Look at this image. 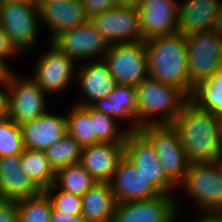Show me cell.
I'll list each match as a JSON object with an SVG mask.
<instances>
[{
    "label": "cell",
    "instance_id": "obj_22",
    "mask_svg": "<svg viewBox=\"0 0 222 222\" xmlns=\"http://www.w3.org/2000/svg\"><path fill=\"white\" fill-rule=\"evenodd\" d=\"M1 199L20 200L40 194L21 166V155L0 158Z\"/></svg>",
    "mask_w": 222,
    "mask_h": 222
},
{
    "label": "cell",
    "instance_id": "obj_43",
    "mask_svg": "<svg viewBox=\"0 0 222 222\" xmlns=\"http://www.w3.org/2000/svg\"><path fill=\"white\" fill-rule=\"evenodd\" d=\"M216 165L218 166V169L220 170V173L222 175V153L220 156L215 160Z\"/></svg>",
    "mask_w": 222,
    "mask_h": 222
},
{
    "label": "cell",
    "instance_id": "obj_23",
    "mask_svg": "<svg viewBox=\"0 0 222 222\" xmlns=\"http://www.w3.org/2000/svg\"><path fill=\"white\" fill-rule=\"evenodd\" d=\"M94 109L105 114L127 120L126 128L130 131H139L140 126L136 123L138 113L137 88L130 85H117L112 93L103 99L97 100L91 105ZM131 123H129V122Z\"/></svg>",
    "mask_w": 222,
    "mask_h": 222
},
{
    "label": "cell",
    "instance_id": "obj_15",
    "mask_svg": "<svg viewBox=\"0 0 222 222\" xmlns=\"http://www.w3.org/2000/svg\"><path fill=\"white\" fill-rule=\"evenodd\" d=\"M110 185L117 203L147 200L162 195L125 155L119 161Z\"/></svg>",
    "mask_w": 222,
    "mask_h": 222
},
{
    "label": "cell",
    "instance_id": "obj_38",
    "mask_svg": "<svg viewBox=\"0 0 222 222\" xmlns=\"http://www.w3.org/2000/svg\"><path fill=\"white\" fill-rule=\"evenodd\" d=\"M8 90L6 80L0 81V120L8 117Z\"/></svg>",
    "mask_w": 222,
    "mask_h": 222
},
{
    "label": "cell",
    "instance_id": "obj_27",
    "mask_svg": "<svg viewBox=\"0 0 222 222\" xmlns=\"http://www.w3.org/2000/svg\"><path fill=\"white\" fill-rule=\"evenodd\" d=\"M67 133L73 137L82 148L99 143L93 133V121L90 118V106L74 104L66 112Z\"/></svg>",
    "mask_w": 222,
    "mask_h": 222
},
{
    "label": "cell",
    "instance_id": "obj_4",
    "mask_svg": "<svg viewBox=\"0 0 222 222\" xmlns=\"http://www.w3.org/2000/svg\"><path fill=\"white\" fill-rule=\"evenodd\" d=\"M39 25L36 0L0 2V26L20 55L37 43Z\"/></svg>",
    "mask_w": 222,
    "mask_h": 222
},
{
    "label": "cell",
    "instance_id": "obj_39",
    "mask_svg": "<svg viewBox=\"0 0 222 222\" xmlns=\"http://www.w3.org/2000/svg\"><path fill=\"white\" fill-rule=\"evenodd\" d=\"M199 217L191 222H222V214L216 213H199Z\"/></svg>",
    "mask_w": 222,
    "mask_h": 222
},
{
    "label": "cell",
    "instance_id": "obj_5",
    "mask_svg": "<svg viewBox=\"0 0 222 222\" xmlns=\"http://www.w3.org/2000/svg\"><path fill=\"white\" fill-rule=\"evenodd\" d=\"M180 186L200 213L222 214V175L215 162L190 164Z\"/></svg>",
    "mask_w": 222,
    "mask_h": 222
},
{
    "label": "cell",
    "instance_id": "obj_19",
    "mask_svg": "<svg viewBox=\"0 0 222 222\" xmlns=\"http://www.w3.org/2000/svg\"><path fill=\"white\" fill-rule=\"evenodd\" d=\"M19 126L24 148L37 151H45L67 134L66 115L49 113V111Z\"/></svg>",
    "mask_w": 222,
    "mask_h": 222
},
{
    "label": "cell",
    "instance_id": "obj_44",
    "mask_svg": "<svg viewBox=\"0 0 222 222\" xmlns=\"http://www.w3.org/2000/svg\"><path fill=\"white\" fill-rule=\"evenodd\" d=\"M2 1H30V0H0V2Z\"/></svg>",
    "mask_w": 222,
    "mask_h": 222
},
{
    "label": "cell",
    "instance_id": "obj_16",
    "mask_svg": "<svg viewBox=\"0 0 222 222\" xmlns=\"http://www.w3.org/2000/svg\"><path fill=\"white\" fill-rule=\"evenodd\" d=\"M40 23L51 31L50 42L60 33L90 21L82 0H40Z\"/></svg>",
    "mask_w": 222,
    "mask_h": 222
},
{
    "label": "cell",
    "instance_id": "obj_21",
    "mask_svg": "<svg viewBox=\"0 0 222 222\" xmlns=\"http://www.w3.org/2000/svg\"><path fill=\"white\" fill-rule=\"evenodd\" d=\"M124 155L125 143L102 142L84 147L79 163L97 182H110Z\"/></svg>",
    "mask_w": 222,
    "mask_h": 222
},
{
    "label": "cell",
    "instance_id": "obj_18",
    "mask_svg": "<svg viewBox=\"0 0 222 222\" xmlns=\"http://www.w3.org/2000/svg\"><path fill=\"white\" fill-rule=\"evenodd\" d=\"M79 65L75 84L79 85L84 99L76 102L75 105L91 106L97 100L107 97L118 85L103 59L95 62L90 60L89 63L84 61L82 65L81 63Z\"/></svg>",
    "mask_w": 222,
    "mask_h": 222
},
{
    "label": "cell",
    "instance_id": "obj_36",
    "mask_svg": "<svg viewBox=\"0 0 222 222\" xmlns=\"http://www.w3.org/2000/svg\"><path fill=\"white\" fill-rule=\"evenodd\" d=\"M16 54H20L12 45L9 37L4 33L0 26V60L10 69L11 66L6 62L7 58H14Z\"/></svg>",
    "mask_w": 222,
    "mask_h": 222
},
{
    "label": "cell",
    "instance_id": "obj_12",
    "mask_svg": "<svg viewBox=\"0 0 222 222\" xmlns=\"http://www.w3.org/2000/svg\"><path fill=\"white\" fill-rule=\"evenodd\" d=\"M125 156L162 194L172 195V190L178 188L166 176L154 146L140 131L128 133L125 140Z\"/></svg>",
    "mask_w": 222,
    "mask_h": 222
},
{
    "label": "cell",
    "instance_id": "obj_40",
    "mask_svg": "<svg viewBox=\"0 0 222 222\" xmlns=\"http://www.w3.org/2000/svg\"><path fill=\"white\" fill-rule=\"evenodd\" d=\"M141 0H116V6L126 8H138Z\"/></svg>",
    "mask_w": 222,
    "mask_h": 222
},
{
    "label": "cell",
    "instance_id": "obj_35",
    "mask_svg": "<svg viewBox=\"0 0 222 222\" xmlns=\"http://www.w3.org/2000/svg\"><path fill=\"white\" fill-rule=\"evenodd\" d=\"M0 222H18L17 201L0 199Z\"/></svg>",
    "mask_w": 222,
    "mask_h": 222
},
{
    "label": "cell",
    "instance_id": "obj_8",
    "mask_svg": "<svg viewBox=\"0 0 222 222\" xmlns=\"http://www.w3.org/2000/svg\"><path fill=\"white\" fill-rule=\"evenodd\" d=\"M111 76L119 85L137 87L148 75V59L144 40L110 45L103 57Z\"/></svg>",
    "mask_w": 222,
    "mask_h": 222
},
{
    "label": "cell",
    "instance_id": "obj_31",
    "mask_svg": "<svg viewBox=\"0 0 222 222\" xmlns=\"http://www.w3.org/2000/svg\"><path fill=\"white\" fill-rule=\"evenodd\" d=\"M51 211L50 198L44 191L17 200L18 222H50Z\"/></svg>",
    "mask_w": 222,
    "mask_h": 222
},
{
    "label": "cell",
    "instance_id": "obj_25",
    "mask_svg": "<svg viewBox=\"0 0 222 222\" xmlns=\"http://www.w3.org/2000/svg\"><path fill=\"white\" fill-rule=\"evenodd\" d=\"M190 101L198 108L214 115H222V67L208 80L198 82L190 95Z\"/></svg>",
    "mask_w": 222,
    "mask_h": 222
},
{
    "label": "cell",
    "instance_id": "obj_7",
    "mask_svg": "<svg viewBox=\"0 0 222 222\" xmlns=\"http://www.w3.org/2000/svg\"><path fill=\"white\" fill-rule=\"evenodd\" d=\"M24 76L22 78L11 70L6 79L8 116L18 125L34 120L47 112L48 96L31 76Z\"/></svg>",
    "mask_w": 222,
    "mask_h": 222
},
{
    "label": "cell",
    "instance_id": "obj_34",
    "mask_svg": "<svg viewBox=\"0 0 222 222\" xmlns=\"http://www.w3.org/2000/svg\"><path fill=\"white\" fill-rule=\"evenodd\" d=\"M82 3L89 19L116 6V0H82Z\"/></svg>",
    "mask_w": 222,
    "mask_h": 222
},
{
    "label": "cell",
    "instance_id": "obj_42",
    "mask_svg": "<svg viewBox=\"0 0 222 222\" xmlns=\"http://www.w3.org/2000/svg\"><path fill=\"white\" fill-rule=\"evenodd\" d=\"M11 70L0 60V81L6 80Z\"/></svg>",
    "mask_w": 222,
    "mask_h": 222
},
{
    "label": "cell",
    "instance_id": "obj_2",
    "mask_svg": "<svg viewBox=\"0 0 222 222\" xmlns=\"http://www.w3.org/2000/svg\"><path fill=\"white\" fill-rule=\"evenodd\" d=\"M148 75L151 78L182 89L189 97L186 37L179 32L157 36L145 41Z\"/></svg>",
    "mask_w": 222,
    "mask_h": 222
},
{
    "label": "cell",
    "instance_id": "obj_45",
    "mask_svg": "<svg viewBox=\"0 0 222 222\" xmlns=\"http://www.w3.org/2000/svg\"><path fill=\"white\" fill-rule=\"evenodd\" d=\"M220 126H221V134H222V115L220 116Z\"/></svg>",
    "mask_w": 222,
    "mask_h": 222
},
{
    "label": "cell",
    "instance_id": "obj_41",
    "mask_svg": "<svg viewBox=\"0 0 222 222\" xmlns=\"http://www.w3.org/2000/svg\"><path fill=\"white\" fill-rule=\"evenodd\" d=\"M214 30L222 37V0H220L218 7V14L216 23L214 26Z\"/></svg>",
    "mask_w": 222,
    "mask_h": 222
},
{
    "label": "cell",
    "instance_id": "obj_37",
    "mask_svg": "<svg viewBox=\"0 0 222 222\" xmlns=\"http://www.w3.org/2000/svg\"><path fill=\"white\" fill-rule=\"evenodd\" d=\"M50 222H85L81 215H71L52 208Z\"/></svg>",
    "mask_w": 222,
    "mask_h": 222
},
{
    "label": "cell",
    "instance_id": "obj_20",
    "mask_svg": "<svg viewBox=\"0 0 222 222\" xmlns=\"http://www.w3.org/2000/svg\"><path fill=\"white\" fill-rule=\"evenodd\" d=\"M220 0H182L178 2L177 32L187 37L214 30Z\"/></svg>",
    "mask_w": 222,
    "mask_h": 222
},
{
    "label": "cell",
    "instance_id": "obj_14",
    "mask_svg": "<svg viewBox=\"0 0 222 222\" xmlns=\"http://www.w3.org/2000/svg\"><path fill=\"white\" fill-rule=\"evenodd\" d=\"M90 22L110 45L141 40L138 8L115 6L110 10L94 15Z\"/></svg>",
    "mask_w": 222,
    "mask_h": 222
},
{
    "label": "cell",
    "instance_id": "obj_11",
    "mask_svg": "<svg viewBox=\"0 0 222 222\" xmlns=\"http://www.w3.org/2000/svg\"><path fill=\"white\" fill-rule=\"evenodd\" d=\"M180 206L175 194L116 203L112 222H176Z\"/></svg>",
    "mask_w": 222,
    "mask_h": 222
},
{
    "label": "cell",
    "instance_id": "obj_32",
    "mask_svg": "<svg viewBox=\"0 0 222 222\" xmlns=\"http://www.w3.org/2000/svg\"><path fill=\"white\" fill-rule=\"evenodd\" d=\"M24 149L20 126L9 116L0 120V158L21 155Z\"/></svg>",
    "mask_w": 222,
    "mask_h": 222
},
{
    "label": "cell",
    "instance_id": "obj_33",
    "mask_svg": "<svg viewBox=\"0 0 222 222\" xmlns=\"http://www.w3.org/2000/svg\"><path fill=\"white\" fill-rule=\"evenodd\" d=\"M50 198L52 208L71 215H81L82 198L60 190L55 184L44 191Z\"/></svg>",
    "mask_w": 222,
    "mask_h": 222
},
{
    "label": "cell",
    "instance_id": "obj_1",
    "mask_svg": "<svg viewBox=\"0 0 222 222\" xmlns=\"http://www.w3.org/2000/svg\"><path fill=\"white\" fill-rule=\"evenodd\" d=\"M171 124L190 164L213 163L222 153L220 116L198 108L189 100Z\"/></svg>",
    "mask_w": 222,
    "mask_h": 222
},
{
    "label": "cell",
    "instance_id": "obj_6",
    "mask_svg": "<svg viewBox=\"0 0 222 222\" xmlns=\"http://www.w3.org/2000/svg\"><path fill=\"white\" fill-rule=\"evenodd\" d=\"M154 146L160 166L166 176L178 186L184 179L190 163L172 124H150L139 130Z\"/></svg>",
    "mask_w": 222,
    "mask_h": 222
},
{
    "label": "cell",
    "instance_id": "obj_9",
    "mask_svg": "<svg viewBox=\"0 0 222 222\" xmlns=\"http://www.w3.org/2000/svg\"><path fill=\"white\" fill-rule=\"evenodd\" d=\"M186 43L189 84L194 87L222 67V37L210 30L187 36Z\"/></svg>",
    "mask_w": 222,
    "mask_h": 222
},
{
    "label": "cell",
    "instance_id": "obj_13",
    "mask_svg": "<svg viewBox=\"0 0 222 222\" xmlns=\"http://www.w3.org/2000/svg\"><path fill=\"white\" fill-rule=\"evenodd\" d=\"M51 43L76 62L96 57L101 60L110 48L109 42L90 21L58 34Z\"/></svg>",
    "mask_w": 222,
    "mask_h": 222
},
{
    "label": "cell",
    "instance_id": "obj_3",
    "mask_svg": "<svg viewBox=\"0 0 222 222\" xmlns=\"http://www.w3.org/2000/svg\"><path fill=\"white\" fill-rule=\"evenodd\" d=\"M136 88L138 113L135 120L140 127L150 124H171L190 100L182 89L150 76Z\"/></svg>",
    "mask_w": 222,
    "mask_h": 222
},
{
    "label": "cell",
    "instance_id": "obj_10",
    "mask_svg": "<svg viewBox=\"0 0 222 222\" xmlns=\"http://www.w3.org/2000/svg\"><path fill=\"white\" fill-rule=\"evenodd\" d=\"M48 50L41 53L31 77L47 95L62 93L75 80L78 63L48 41Z\"/></svg>",
    "mask_w": 222,
    "mask_h": 222
},
{
    "label": "cell",
    "instance_id": "obj_29",
    "mask_svg": "<svg viewBox=\"0 0 222 222\" xmlns=\"http://www.w3.org/2000/svg\"><path fill=\"white\" fill-rule=\"evenodd\" d=\"M82 146L68 133L51 144L44 152L55 171L80 162Z\"/></svg>",
    "mask_w": 222,
    "mask_h": 222
},
{
    "label": "cell",
    "instance_id": "obj_26",
    "mask_svg": "<svg viewBox=\"0 0 222 222\" xmlns=\"http://www.w3.org/2000/svg\"><path fill=\"white\" fill-rule=\"evenodd\" d=\"M21 166L41 191H45L55 183L56 171L44 151L25 148L21 154Z\"/></svg>",
    "mask_w": 222,
    "mask_h": 222
},
{
    "label": "cell",
    "instance_id": "obj_17",
    "mask_svg": "<svg viewBox=\"0 0 222 222\" xmlns=\"http://www.w3.org/2000/svg\"><path fill=\"white\" fill-rule=\"evenodd\" d=\"M138 9L141 40L177 32V0H141Z\"/></svg>",
    "mask_w": 222,
    "mask_h": 222
},
{
    "label": "cell",
    "instance_id": "obj_24",
    "mask_svg": "<svg viewBox=\"0 0 222 222\" xmlns=\"http://www.w3.org/2000/svg\"><path fill=\"white\" fill-rule=\"evenodd\" d=\"M81 198L85 222H112L117 202L110 182H96Z\"/></svg>",
    "mask_w": 222,
    "mask_h": 222
},
{
    "label": "cell",
    "instance_id": "obj_28",
    "mask_svg": "<svg viewBox=\"0 0 222 222\" xmlns=\"http://www.w3.org/2000/svg\"><path fill=\"white\" fill-rule=\"evenodd\" d=\"M96 182L80 163H76L58 169L54 184L60 190L82 197Z\"/></svg>",
    "mask_w": 222,
    "mask_h": 222
},
{
    "label": "cell",
    "instance_id": "obj_30",
    "mask_svg": "<svg viewBox=\"0 0 222 222\" xmlns=\"http://www.w3.org/2000/svg\"><path fill=\"white\" fill-rule=\"evenodd\" d=\"M90 118L93 121V133L99 143H125L127 128L121 129L118 120L113 116L100 112L90 106Z\"/></svg>",
    "mask_w": 222,
    "mask_h": 222
}]
</instances>
